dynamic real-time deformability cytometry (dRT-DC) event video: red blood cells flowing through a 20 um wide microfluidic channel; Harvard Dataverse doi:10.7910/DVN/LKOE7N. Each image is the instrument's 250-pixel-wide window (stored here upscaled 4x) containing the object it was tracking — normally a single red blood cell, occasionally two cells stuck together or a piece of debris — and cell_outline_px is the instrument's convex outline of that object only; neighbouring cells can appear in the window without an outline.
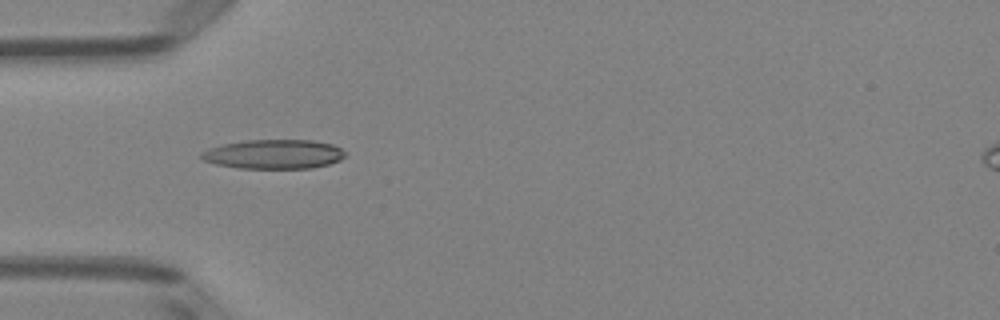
{"species": "Egyptian fruit bat (a non-hibernating species)", "species_latin": "Rousettus aegyptiacus", "temperature_condition": "room temperature", "stored_images_in_passage": 51, "camera_frame_rate_fps": 3000, "um_per_image_px": 0.085, "animal": {"sex": "female"}, "frame": {"image": 1, "passage_image": 16, "time_ms": 5.0, "image_size_px": [1000, 320], "cell_outline_px": [[348, 152], [340, 160], [328, 164], [312, 168], [240, 168], [216, 164], [204, 160], [200, 156], [200, 152], [208, 148], [224, 144], [244, 140], [312, 140], [332, 144]], "centroid_in_image_um": [23.28, 13.1], "position_along_channel_um": 61.7, "area_um2": 24.57}}
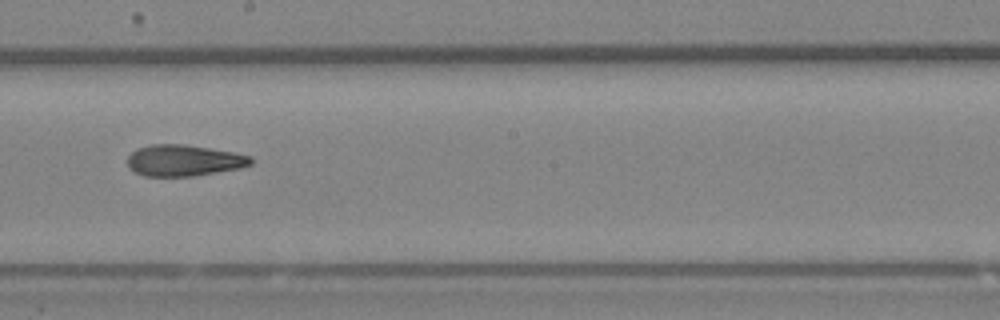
{"frame": {"image": 2, "passage_image": 29, "time_ms": 9.333, "image_size_px": [1000, 320], "cell_outline_px": [[252, 164], [240, 168], [192, 176], [144, 176], [128, 168], [128, 156], [136, 148], [152, 144], [184, 144], [232, 152], [252, 156]], "centroid_in_image_um": [15.61, 13.63], "position_along_channel_um": 232.6, "area_um2": 22.43}}
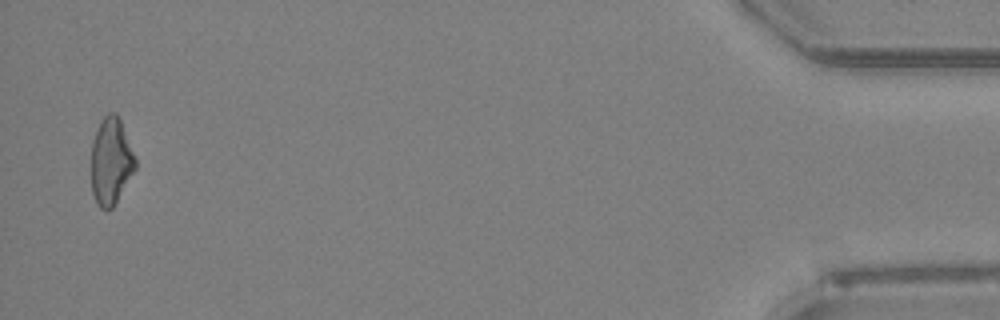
{"frame": {"image": 3, "passage_image": 50, "time_ms": 16.333, "image_size_px": [1000, 320], "cell_outline_px": [[136, 168], [112, 208], [108, 212], [100, 208], [96, 204], [92, 192], [92, 140], [100, 120], [108, 112], [116, 112], [120, 120], [136, 160]], "centroid_in_image_um": [9.41, 13.72], "position_along_channel_um": 425.8, "area_um2": 22.25}, "authors_computed_cell_mechanics": {"area_um2": 22.831, "velocity_mm_per_s": 3.9981, "shape_relaxation_time_tau1_ms": null, "shape_relaxation_time_tau2_ms": 4.8771, "deformation_change_tau1": null, "deformation_change_tau2": 0.1327}}